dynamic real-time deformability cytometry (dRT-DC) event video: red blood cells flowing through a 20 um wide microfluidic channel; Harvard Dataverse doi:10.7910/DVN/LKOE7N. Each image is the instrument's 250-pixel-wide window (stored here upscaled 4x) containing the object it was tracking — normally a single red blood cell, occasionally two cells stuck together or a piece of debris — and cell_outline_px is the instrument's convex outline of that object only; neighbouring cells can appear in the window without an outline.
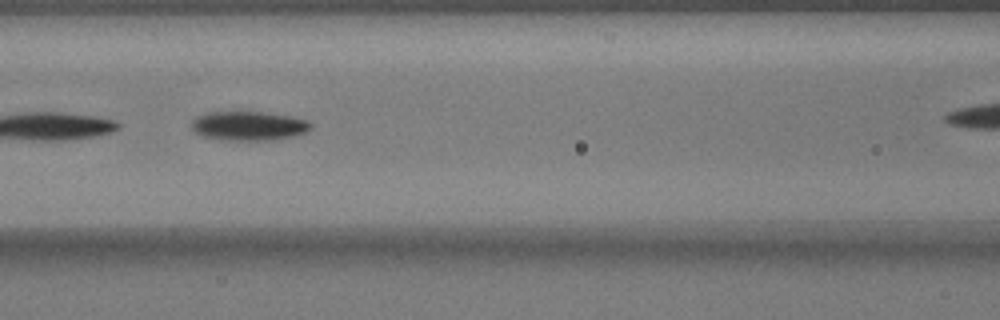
{"species": "common noctule bat (a hibernating species)", "species_latin": "Nyctalus noctula", "temperature_condition": "warm", "stored_images_in_passage": 15, "camera_frame_rate_fps": 3000, "um_per_image_px": 0.085, "animal": {"sex": "male", "body_mass_g": 17.9}, "frame": {"image": 1, "passage_image": 7, "time_ms": 2.0, "image_size_px": [1000, 320], "cell_outline_px": [[312, 128], [308, 132], [292, 136], [268, 140], [228, 140], [204, 136], [196, 132], [192, 128], [192, 120], [196, 116], [208, 112], [260, 112], [292, 116], [308, 120], [312, 124]], "centroid_in_image_um": [21.18, 10.69], "position_along_channel_um": 145.4, "area_um2": 20.17}}